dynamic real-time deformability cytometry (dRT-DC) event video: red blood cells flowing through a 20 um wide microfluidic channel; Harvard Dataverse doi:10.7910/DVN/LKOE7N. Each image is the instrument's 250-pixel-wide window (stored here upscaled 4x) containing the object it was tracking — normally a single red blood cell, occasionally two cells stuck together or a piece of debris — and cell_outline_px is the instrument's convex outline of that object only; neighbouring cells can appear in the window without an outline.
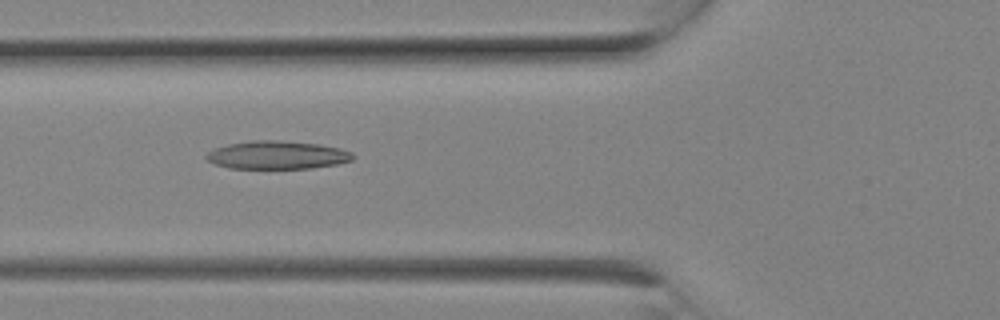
{"species": "Egyptian fruit bat (a non-hibernating species)", "species_latin": "Rousettus aegyptiacus", "temperature_condition": "room temperature", "stored_images_in_passage": 6, "camera_frame_rate_fps": 3000, "um_per_image_px": 0.085, "animal": {"sex": "female"}, "frame": {"image": 1, "passage_image": 5, "time_ms": 1.333, "image_size_px": [1000, 320], "cell_outline_px": [[356, 156], [352, 160], [336, 164], [312, 168], [228, 168], [216, 164], [208, 160], [204, 156], [208, 152], [216, 148], [228, 144], [252, 140], [280, 140], [320, 144], [340, 148], [352, 152]], "centroid_in_image_um": [23.59, 13.17], "position_along_channel_um": 102.2, "area_um2": 24.04}}
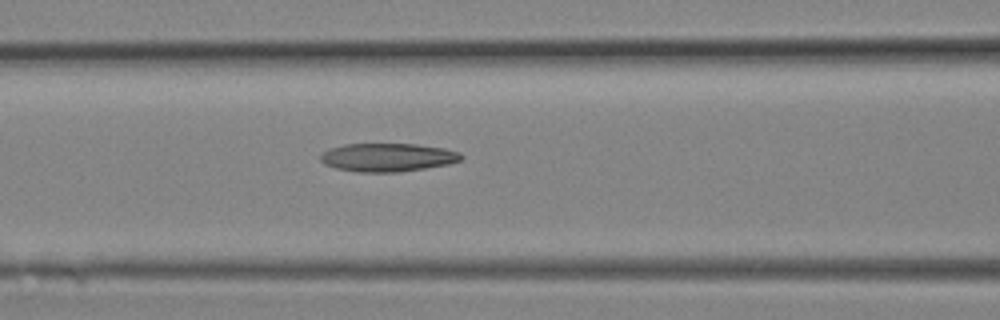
{"frame": {"image": 2, "passage_image": 6, "time_ms": 1.667, "image_size_px": [1000, 320], "cell_outline_px": [[464, 156], [460, 160], [448, 164], [400, 172], [360, 172], [336, 168], [324, 164], [320, 160], [320, 156], [328, 148], [344, 144], [416, 144], [444, 148], [460, 152]], "centroid_in_image_um": [32.94, 13.37], "position_along_channel_um": 133.7, "area_um2": 23.24}}